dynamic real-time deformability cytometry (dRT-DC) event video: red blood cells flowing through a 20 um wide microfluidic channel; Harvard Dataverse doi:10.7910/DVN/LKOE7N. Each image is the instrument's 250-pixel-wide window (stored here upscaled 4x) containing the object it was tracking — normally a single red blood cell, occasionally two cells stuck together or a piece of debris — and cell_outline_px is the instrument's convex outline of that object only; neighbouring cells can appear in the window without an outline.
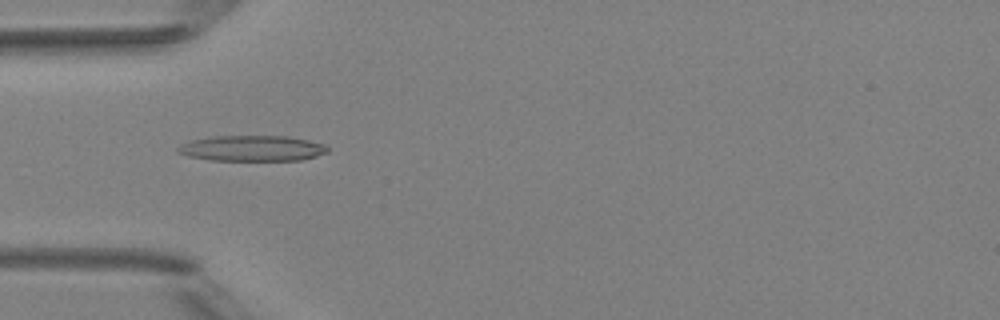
{"species": "Egyptian fruit bat (a non-hibernating species)", "species_latin": "Rousettus aegyptiacus", "temperature_condition": "room temperature", "stored_images_in_passage": 3, "camera_frame_rate_fps": 3000, "um_per_image_px": 0.085, "animal": {"sex": "female"}, "frame": {"image": 1, "passage_image": 1, "time_ms": 0.0, "image_size_px": [1000, 320], "cell_outline_px": [[328, 152], [316, 156], [300, 160], [208, 160], [188, 156], [176, 152], [176, 148], [180, 144], [192, 140], [212, 136], [288, 136], [308, 140], [324, 144], [328, 148]], "centroid_in_image_um": [21.4, 12.6], "position_along_channel_um": 63.6, "area_um2": 22.43}}
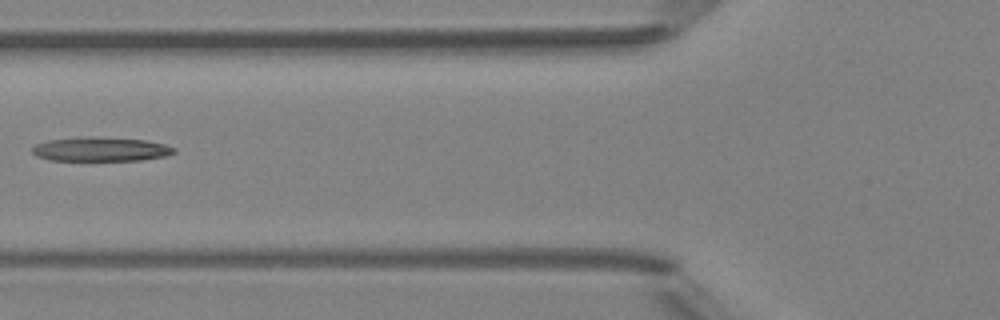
{"frame": {"image": 2, "passage_image": 2, "time_ms": 1.333, "image_size_px": [1000, 320], "cell_outline_px": [[176, 152], [164, 156], [140, 160], [52, 160], [36, 156], [32, 152], [32, 148], [36, 144], [48, 140], [144, 140], [164, 144], [176, 148]], "centroid_in_image_um": [8.6, 12.75], "position_along_channel_um": 117.2, "area_um2": 18.38}}
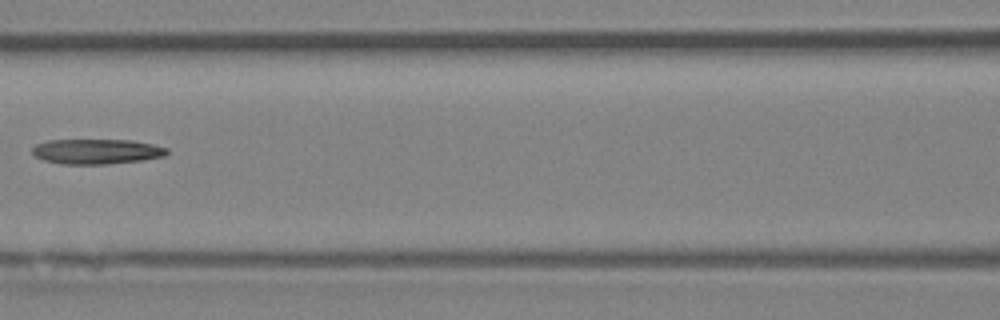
{"frame": {"image": 3, "passage_image": 3, "time_ms": 2.333, "image_size_px": [1000, 320], "cell_outline_px": [[168, 152], [164, 156], [144, 160], [104, 164], [60, 164], [44, 160], [36, 156], [32, 152], [32, 148], [36, 144], [48, 140], [132, 140], [152, 144], [168, 148]], "centroid_in_image_um": [8.21, 12.87], "position_along_channel_um": 158.4, "area_um2": 19.65}}